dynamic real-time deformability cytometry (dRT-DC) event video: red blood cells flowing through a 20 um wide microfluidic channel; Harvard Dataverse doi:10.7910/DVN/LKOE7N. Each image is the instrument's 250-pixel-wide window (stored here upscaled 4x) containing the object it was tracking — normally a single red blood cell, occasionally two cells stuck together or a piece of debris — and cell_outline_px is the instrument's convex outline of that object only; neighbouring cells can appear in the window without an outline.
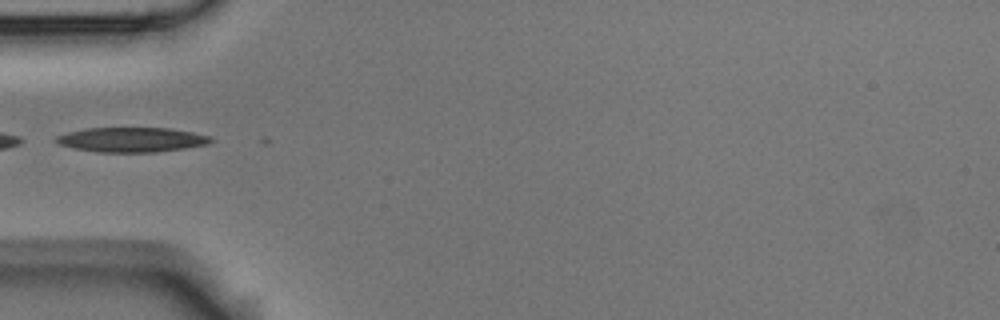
{"species": "Egyptian fruit bat (a non-hibernating species)", "species_latin": "Rousettus aegyptiacus", "temperature_condition": "room temperature", "stored_images_in_passage": 2, "camera_frame_rate_fps": 3000, "um_per_image_px": 0.085, "animal": {"sex": "male"}, "frame": {"image": 1, "passage_image": 2, "time_ms": 0.333, "image_size_px": [1000, 320], "cell_outline_px": [[216, 140], [208, 144], [184, 148], [156, 152], [96, 152], [56, 144], [52, 140], [56, 136], [68, 132], [84, 128], [168, 128], [192, 132], [212, 136]], "centroid_in_image_um": [11.18, 11.87], "position_along_channel_um": 73.8, "area_um2": 22.43}}